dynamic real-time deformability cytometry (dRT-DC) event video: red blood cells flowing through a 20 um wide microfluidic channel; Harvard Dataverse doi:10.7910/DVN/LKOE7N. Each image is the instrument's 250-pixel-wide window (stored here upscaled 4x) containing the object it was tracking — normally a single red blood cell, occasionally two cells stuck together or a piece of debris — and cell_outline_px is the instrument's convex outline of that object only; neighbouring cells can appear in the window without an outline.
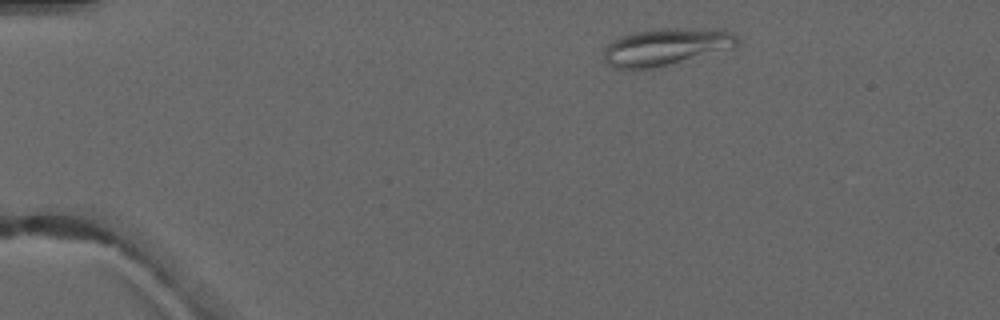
{"species": "common noctule bat (a hibernating species)", "species_latin": "Nyctalus noctula", "temperature_condition": "warm", "stored_images_in_passage": 2, "camera_frame_rate_fps": 3000, "um_per_image_px": 0.085, "animal": {"sex": "male", "forearm_length_mm": 52.5}, "frame": {"image": 1, "passage_image": 1, "time_ms": 0.0, "image_size_px": [1000, 320], "cell_outline_px": [[740, 40], [732, 48], [652, 68], [616, 68], [608, 64], [604, 60], [604, 52], [608, 44], [612, 40], [620, 36], [636, 32], [660, 28], [724, 28], [732, 32]], "centroid_in_image_um": [56.64, 3.94], "position_along_channel_um": 28.4, "area_um2": 28.67}}